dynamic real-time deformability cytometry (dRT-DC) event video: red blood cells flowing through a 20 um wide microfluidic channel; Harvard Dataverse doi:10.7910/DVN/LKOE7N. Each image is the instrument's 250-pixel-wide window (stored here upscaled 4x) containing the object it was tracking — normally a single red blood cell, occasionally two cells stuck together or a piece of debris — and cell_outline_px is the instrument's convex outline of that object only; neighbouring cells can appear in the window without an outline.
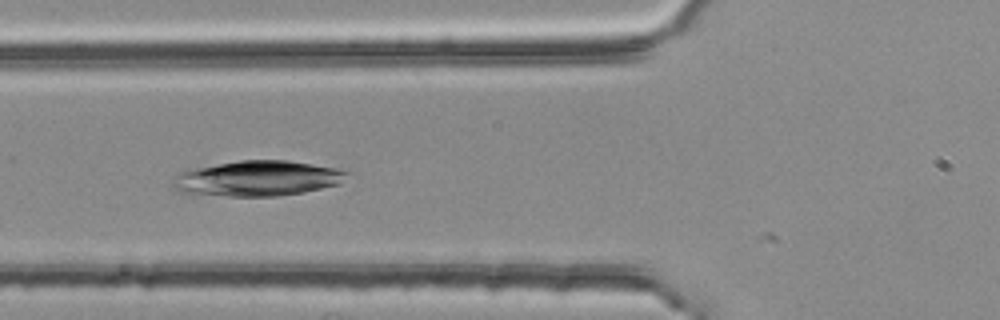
{"species": "common noctule bat (a hibernating species)", "species_latin": "Nyctalus noctula", "temperature_condition": "room temperature", "stored_images_in_passage": 4, "camera_frame_rate_fps": 3000, "um_per_image_px": 0.085, "animal": {"sex": "female", "body_mass_g": 25.1}, "frame": {"image": 1, "passage_image": 3, "time_ms": 0.667, "image_size_px": [1000, 320], "cell_outline_px": [[348, 172], [340, 184], [304, 192], [276, 196], [228, 196], [184, 192], [176, 188], [172, 184], [172, 180], [180, 172], [188, 168], [240, 160], [288, 160], [336, 168]], "centroid_in_image_um": [21.87, 15.15], "position_along_channel_um": 103.9, "area_um2": 35.72}}